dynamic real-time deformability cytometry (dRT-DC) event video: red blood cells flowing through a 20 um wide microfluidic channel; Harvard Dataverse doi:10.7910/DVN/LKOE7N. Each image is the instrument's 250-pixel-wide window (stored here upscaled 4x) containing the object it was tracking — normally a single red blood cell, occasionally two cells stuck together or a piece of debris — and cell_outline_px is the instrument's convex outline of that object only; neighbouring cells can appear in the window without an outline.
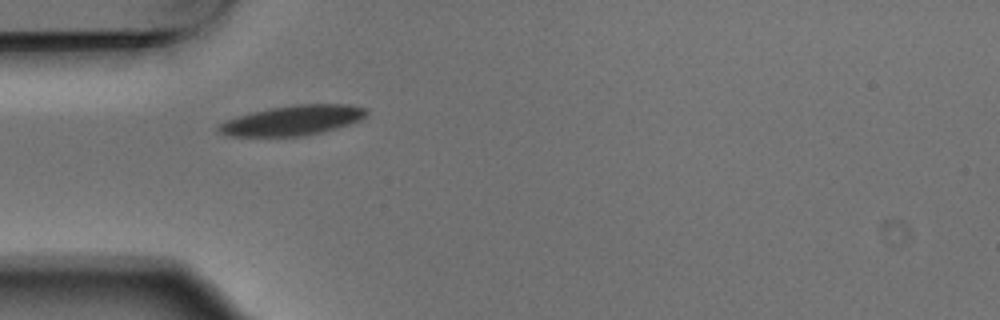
{"species": "Egyptian fruit bat (a non-hibernating species)", "species_latin": "Rousettus aegyptiacus", "temperature_condition": "warm", "stored_images_in_passage": 5, "camera_frame_rate_fps": 3000, "um_per_image_px": 0.085, "animal": {"sex": "male"}, "frame": {"image": 1, "passage_image": 4, "time_ms": 1.0, "image_size_px": [1000, 320], "cell_outline_px": [[368, 112], [360, 120], [348, 124], [320, 132], [296, 136], [228, 136], [220, 132], [216, 128], [224, 120], [236, 116], [252, 112], [272, 108], [296, 104], [352, 104], [368, 108]], "centroid_in_image_um": [24.86, 10.21], "position_along_channel_um": 60.1, "area_um2": 25.55}}
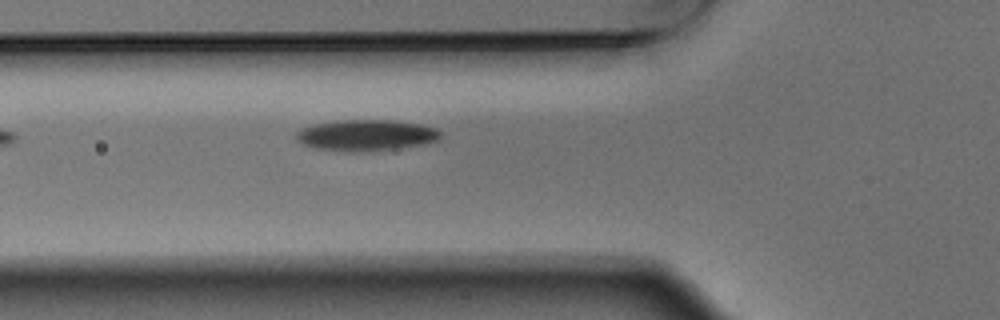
{"frame": {"image": 2, "passage_image": 5, "time_ms": 1.333, "image_size_px": [1000, 320], "cell_outline_px": [[440, 140], [424, 144], [396, 148], [360, 152], [352, 152], [316, 148], [304, 144], [296, 140], [296, 132], [300, 128], [316, 124], [336, 120], [392, 120], [420, 124], [436, 128], [440, 132]], "centroid_in_image_um": [31.12, 11.49], "position_along_channel_um": 94.7, "area_um2": 26.13}}